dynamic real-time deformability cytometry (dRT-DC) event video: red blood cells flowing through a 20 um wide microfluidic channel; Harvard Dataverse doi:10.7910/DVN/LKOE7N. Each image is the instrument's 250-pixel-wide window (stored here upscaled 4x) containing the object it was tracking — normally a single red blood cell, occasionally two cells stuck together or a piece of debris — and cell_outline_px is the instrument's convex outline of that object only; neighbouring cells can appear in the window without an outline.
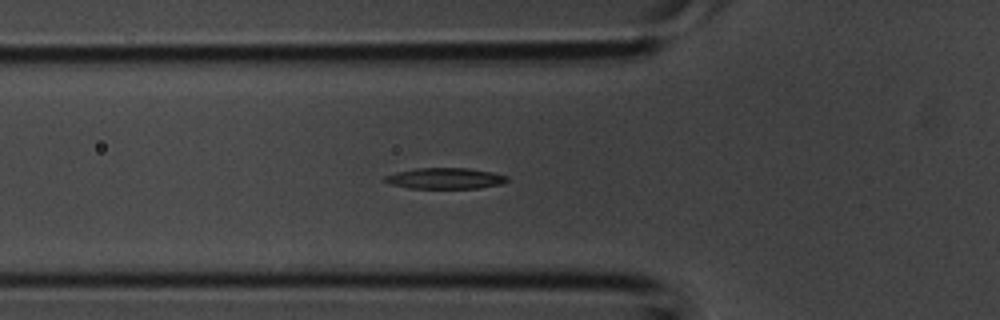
{"species": "common noctule bat (a hibernating species)", "species_latin": "Nyctalus noctula", "temperature_condition": "room temperature", "stored_images_in_passage": 27, "camera_frame_rate_fps": 3000, "um_per_image_px": 0.085, "animal": {"sex": "male", "body_mass_g": 20.1, "forearm_length_mm": 53.5}, "frame": {"image": 1, "passage_image": 3, "time_ms": 0.667, "image_size_px": [1000, 320], "cell_outline_px": [[508, 180], [500, 184], [480, 188], [408, 188], [392, 184], [384, 180], [384, 176], [396, 172], [416, 168], [468, 168], [492, 172], [508, 176]], "centroid_in_image_um": [37.84, 15.16], "position_along_channel_um": 88.0, "area_um2": 14.85}}
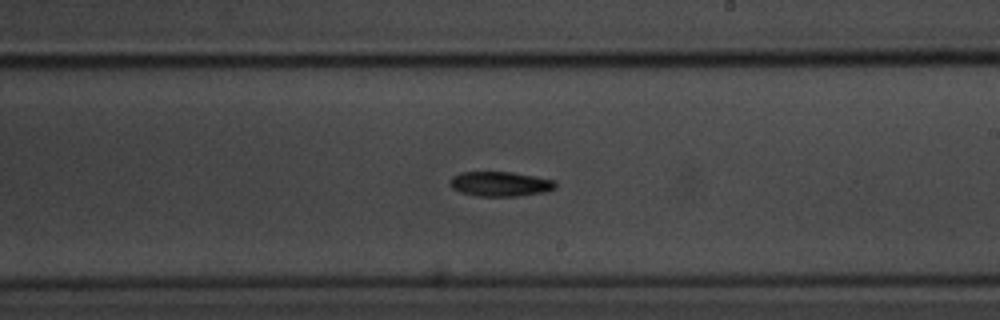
{"frame": {"image": 2, "passage_image": 12, "time_ms": 3.667, "image_size_px": [1000, 320], "cell_outline_px": [[556, 188], [544, 192], [520, 196], [476, 196], [460, 192], [452, 188], [448, 184], [448, 180], [452, 176], [460, 172], [512, 172], [536, 176], [556, 180]], "centroid_in_image_um": [42.5, 15.63], "position_along_channel_um": 246.5, "area_um2": 15.49}}
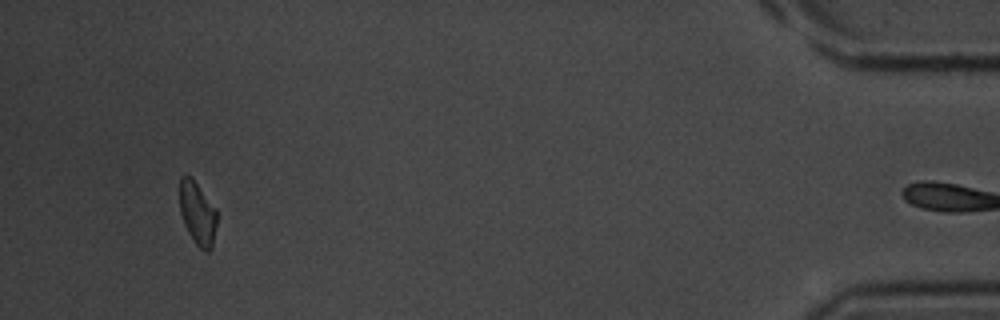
{"frame": {"image": 3, "passage_image": 26, "time_ms": 8.333, "image_size_px": [1000, 320], "cell_outline_px": [[216, 224], [212, 248], [208, 252], [204, 252], [192, 240], [184, 224], [180, 212], [180, 176], [188, 176], [196, 184], [216, 208]], "centroid_in_image_um": [16.79, 18.19], "position_along_channel_um": 418.4, "area_um2": 13.47}}